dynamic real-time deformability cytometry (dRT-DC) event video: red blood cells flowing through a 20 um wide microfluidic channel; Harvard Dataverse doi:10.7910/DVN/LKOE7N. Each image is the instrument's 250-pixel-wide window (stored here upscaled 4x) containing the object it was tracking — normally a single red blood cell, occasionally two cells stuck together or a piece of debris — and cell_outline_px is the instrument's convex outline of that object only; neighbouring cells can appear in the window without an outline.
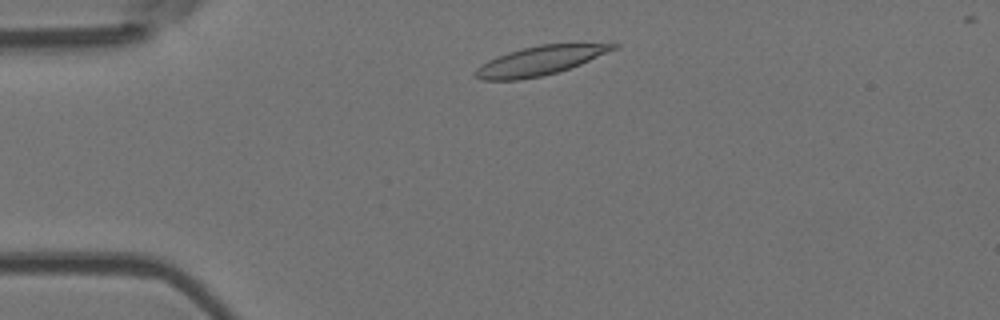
{"species": "Egyptian fruit bat (a non-hibernating species)", "species_latin": "Rousettus aegyptiacus", "temperature_condition": "room temperature", "stored_images_in_passage": 18, "camera_frame_rate_fps": 3000, "um_per_image_px": 0.085, "animal": {"sex": "female"}, "frame": {"image": 1, "passage_image": 4, "time_ms": 1.0, "image_size_px": [1000, 320], "cell_outline_px": [[620, 44], [616, 48], [580, 64], [556, 72], [540, 76], [520, 80], [484, 80], [476, 76], [476, 68], [480, 64], [496, 56], [508, 52], [540, 44]], "centroid_in_image_um": [45.83, 5.16], "position_along_channel_um": 39.2, "area_um2": 22.77}}
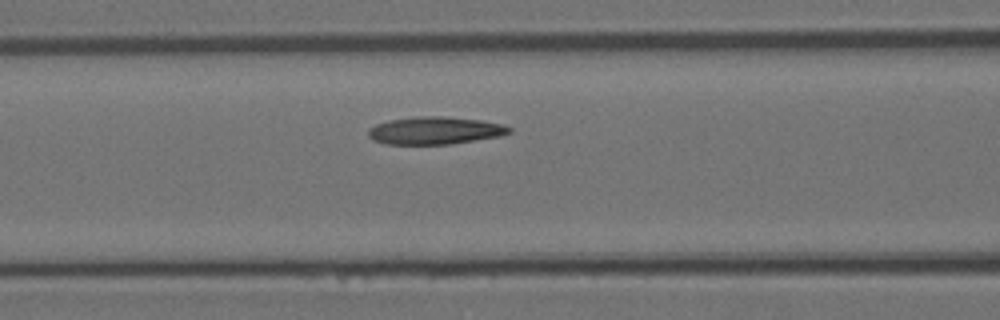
{"frame": {"image": 2, "passage_image": 14, "time_ms": 4.333, "image_size_px": [1000, 320], "cell_outline_px": [[512, 132], [496, 136], [448, 144], [384, 144], [372, 140], [368, 136], [368, 128], [376, 124], [388, 120], [416, 116], [444, 116], [480, 120], [504, 124], [512, 128]], "centroid_in_image_um": [36.91, 11.08], "position_along_channel_um": 129.7, "area_um2": 22.6}}
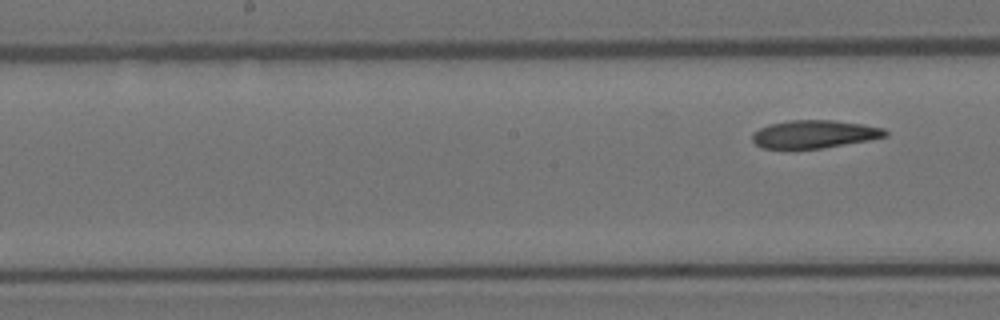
{"frame": {"image": 3, "passage_image": 18, "time_ms": 5.667, "image_size_px": [1000, 320], "cell_outline_px": [[888, 136], [868, 140], [820, 148], [760, 148], [752, 140], [752, 132], [768, 124], [788, 120], [836, 120], [864, 124], [884, 128], [888, 132]], "centroid_in_image_um": [69.21, 11.38], "position_along_channel_um": 179.0, "area_um2": 21.68}}